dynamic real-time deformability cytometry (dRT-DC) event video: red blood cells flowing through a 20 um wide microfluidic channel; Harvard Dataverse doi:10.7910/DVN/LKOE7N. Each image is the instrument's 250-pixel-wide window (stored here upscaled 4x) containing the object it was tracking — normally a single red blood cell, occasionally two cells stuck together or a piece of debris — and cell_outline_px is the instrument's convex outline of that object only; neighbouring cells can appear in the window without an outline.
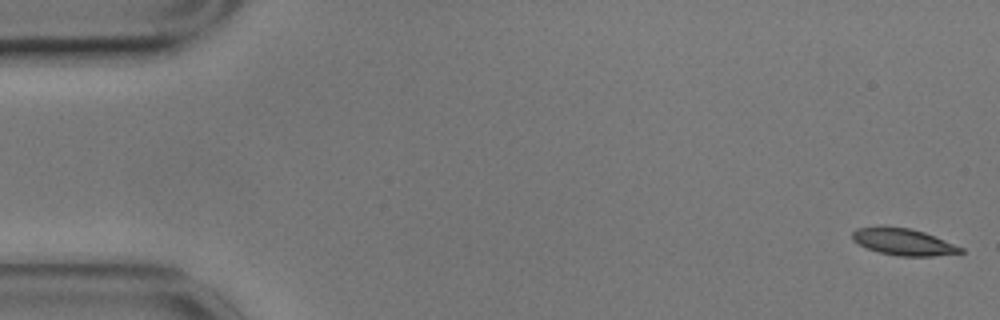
{"species": "common noctule bat (a hibernating species)", "species_latin": "Nyctalus noctula", "temperature_condition": "cold", "stored_images_in_passage": 21, "camera_frame_rate_fps": 3000, "um_per_image_px": 0.085, "animal": {"sex": "male", "body_mass_g": 17.9}, "frame": {"image": 1, "passage_image": 1, "time_ms": 0.0, "image_size_px": [1000, 320], "cell_outline_px": [[964, 252], [932, 256], [900, 256], [880, 252], [868, 248], [852, 240], [852, 232], [856, 228], [884, 224], [908, 228], [924, 232], [964, 248]], "centroid_in_image_um": [76.74, 20.52], "position_along_channel_um": 8.3, "area_um2": 16.99}}